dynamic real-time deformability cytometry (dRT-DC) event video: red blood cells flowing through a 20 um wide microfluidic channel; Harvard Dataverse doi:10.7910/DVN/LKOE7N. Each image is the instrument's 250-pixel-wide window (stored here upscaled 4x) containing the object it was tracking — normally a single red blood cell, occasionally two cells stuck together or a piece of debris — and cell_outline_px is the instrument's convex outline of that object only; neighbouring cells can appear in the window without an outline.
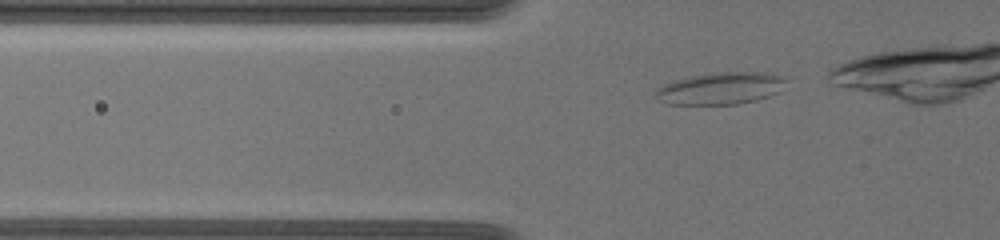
{"species": "common noctule bat (a hibernating species)", "species_latin": "Nyctalus noctula", "temperature_condition": "warm", "stored_images_in_passage": 14, "camera_frame_rate_fps": 3000, "um_per_image_px": 0.085, "animal": {"sex": "female", "body_mass_g": 19.5, "forearm_length_mm": 54.1}, "frame": {"image": 1, "passage_image": 7, "time_ms": 2.667, "image_size_px": [1000, 240], "cell_outline_px": [[788, 80], [780, 92], [756, 100], [736, 104], [668, 104], [656, 96], [656, 88], [664, 84], [676, 80], [692, 76], [712, 72], [764, 72], [780, 76]], "centroid_in_image_um": [61.29, 7.5], "position_along_channel_um": 64.5, "area_um2": 24.22}}
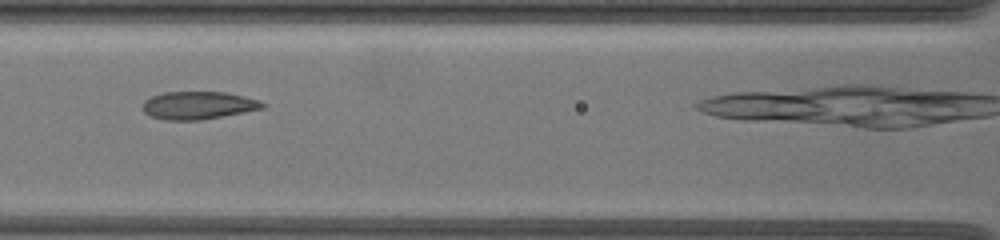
{"frame": {"image": 2, "passage_image": 12, "time_ms": 5.333, "image_size_px": [1000, 240], "cell_outline_px": [[268, 104], [264, 108], [244, 112], [200, 120], [164, 120], [152, 116], [144, 112], [144, 100], [152, 96], [164, 92], [224, 92], [244, 96], [260, 100]], "centroid_in_image_um": [16.89, 8.95], "position_along_channel_um": 149.7, "area_um2": 19.36}}